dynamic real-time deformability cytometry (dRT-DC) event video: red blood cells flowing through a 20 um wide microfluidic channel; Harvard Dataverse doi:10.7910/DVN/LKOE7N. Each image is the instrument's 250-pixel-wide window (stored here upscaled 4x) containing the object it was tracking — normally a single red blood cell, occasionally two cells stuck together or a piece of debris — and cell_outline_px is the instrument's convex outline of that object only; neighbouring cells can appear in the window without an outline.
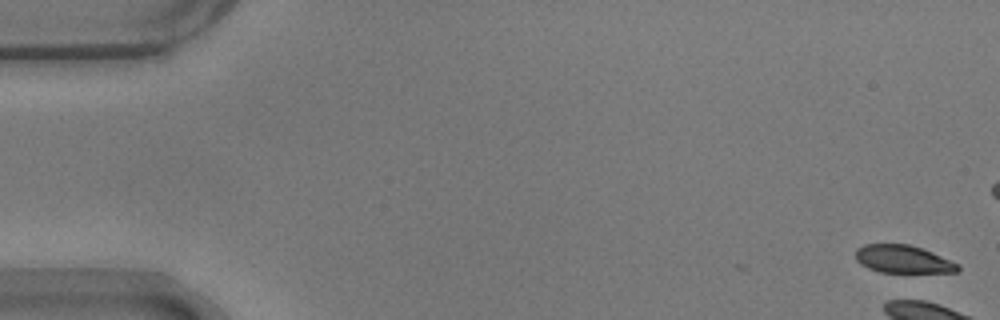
{"species": "common noctule bat (a hibernating species)", "species_latin": "Nyctalus noctula", "temperature_condition": "warm", "stored_images_in_passage": 2, "camera_frame_rate_fps": 3000, "um_per_image_px": 0.085, "animal": {"sex": "male", "body_mass_g": 17.9}, "frame": {"image": 1, "passage_image": 2, "time_ms": 0.333, "image_size_px": [1000, 320], "cell_outline_px": [[960, 268], [956, 272], [880, 272], [868, 268], [860, 264], [856, 260], [856, 248], [864, 244], [908, 244], [932, 252], [960, 264]], "centroid_in_image_um": [76.74, 22.03], "position_along_channel_um": 8.3, "area_um2": 16.53}}